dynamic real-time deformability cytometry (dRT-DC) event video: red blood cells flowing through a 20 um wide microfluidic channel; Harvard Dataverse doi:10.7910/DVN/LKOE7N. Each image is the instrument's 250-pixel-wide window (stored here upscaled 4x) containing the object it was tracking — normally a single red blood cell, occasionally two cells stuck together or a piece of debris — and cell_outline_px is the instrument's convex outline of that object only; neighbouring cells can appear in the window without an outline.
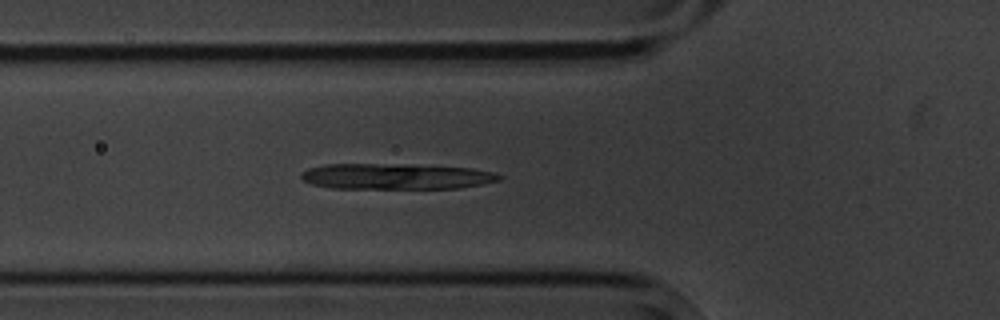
{"species": "common noctule bat (a hibernating species)", "species_latin": "Nyctalus noctula", "temperature_condition": "cold", "stored_images_in_passage": 3, "segment_of_instrument_passage": [1, 2], "camera_frame_rate_fps": 3000, "um_per_image_px": 0.085, "animal": {"sex": "male", "body_mass_g": 20.1, "forearm_length_mm": 53.5}, "frame": {"image": 1, "passage_image": 2, "time_ms": 1.0, "image_size_px": [1000, 320], "cell_outline_px": [[504, 176], [500, 180], [460, 188], [332, 188], [312, 184], [304, 180], [300, 176], [300, 172], [308, 168], [324, 164], [412, 164], [472, 168], [496, 172]], "centroid_in_image_um": [33.68, 14.98], "position_along_channel_um": 92.1, "area_um2": 29.94}}